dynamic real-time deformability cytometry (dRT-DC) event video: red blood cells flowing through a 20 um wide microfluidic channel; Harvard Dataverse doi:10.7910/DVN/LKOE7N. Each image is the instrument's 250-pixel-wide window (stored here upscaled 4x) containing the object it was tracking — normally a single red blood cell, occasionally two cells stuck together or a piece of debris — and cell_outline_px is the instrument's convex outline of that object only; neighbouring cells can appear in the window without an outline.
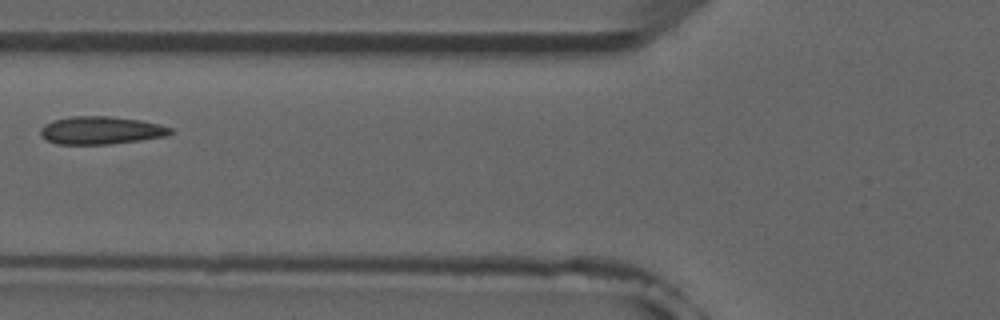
{"species": "common noctule bat (a hibernating species)", "species_latin": "Nyctalus noctula", "temperature_condition": "room temperature", "stored_images_in_passage": 6, "camera_frame_rate_fps": 3000, "um_per_image_px": 0.085, "animal": {"sex": "male", "forearm_length_mm": 52.5}, "frame": {"image": 1, "passage_image": 5, "time_ms": 4.667, "image_size_px": [1000, 320], "cell_outline_px": [[172, 132], [168, 136], [112, 144], [56, 144], [48, 140], [40, 132], [40, 128], [44, 124], [56, 120], [72, 116], [112, 116], [140, 120], [160, 124], [172, 128]], "centroid_in_image_um": [8.62, 11.08], "position_along_channel_um": 117.2, "area_um2": 21.04}}
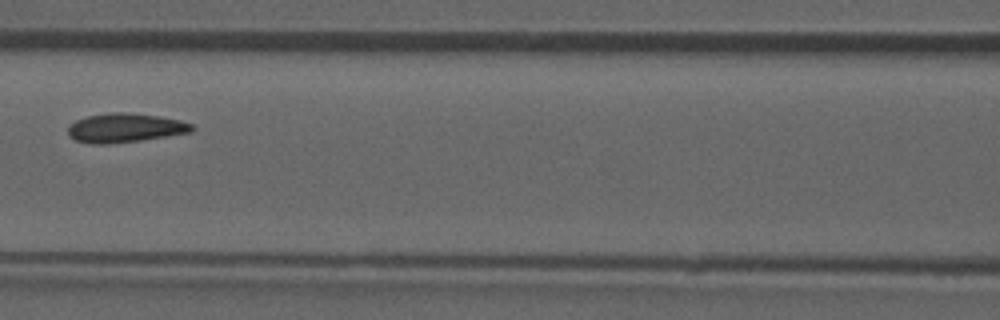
{"frame": {"image": 2, "passage_image": 6, "time_ms": 5.667, "image_size_px": [1000, 320], "cell_outline_px": [[196, 128], [192, 132], [140, 140], [104, 144], [96, 144], [76, 140], [68, 136], [68, 128], [76, 120], [88, 116], [112, 112], [124, 112], [156, 116], [180, 120], [192, 124]], "centroid_in_image_um": [10.65, 10.87], "position_along_channel_um": 156.0, "area_um2": 20.69}}